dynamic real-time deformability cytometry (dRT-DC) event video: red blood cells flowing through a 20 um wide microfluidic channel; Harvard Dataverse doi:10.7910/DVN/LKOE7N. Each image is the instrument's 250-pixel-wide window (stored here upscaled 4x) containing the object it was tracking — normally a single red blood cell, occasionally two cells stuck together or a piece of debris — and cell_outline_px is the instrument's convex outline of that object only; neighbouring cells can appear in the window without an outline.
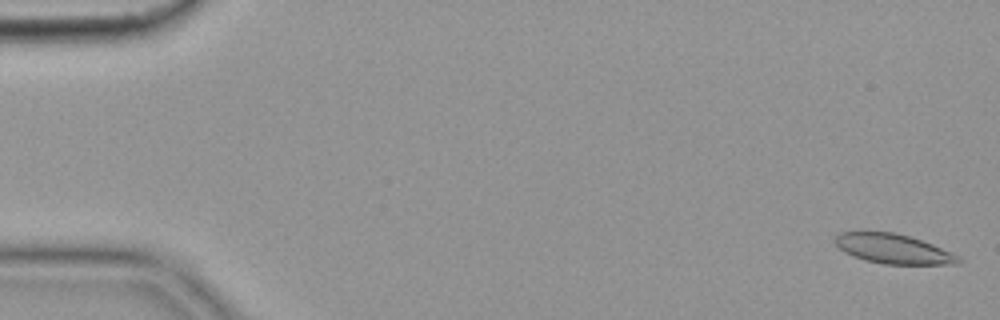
{"species": "common noctule bat (a hibernating species)", "species_latin": "Nyctalus noctula", "temperature_condition": "cold", "stored_images_in_passage": 56, "camera_frame_rate_fps": 3000, "um_per_image_px": 0.085, "animal": {"sex": "female", "body_mass_g": 19.9}, "frame": {"image": 1, "passage_image": 2, "time_ms": 0.333, "image_size_px": [1000, 320], "cell_outline_px": [[964, 260], [960, 264], [884, 264], [864, 260], [844, 252], [832, 240], [840, 232], [860, 228], [864, 228], [896, 232], [932, 244], [952, 252], [960, 256]], "centroid_in_image_um": [75.86, 21.1], "position_along_channel_um": 9.1, "area_um2": 22.2}}
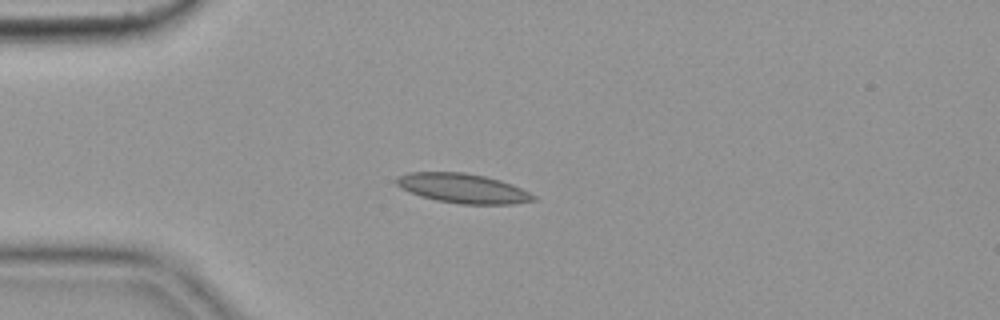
{"frame": {"image": 2, "passage_image": 15, "time_ms": 4.667, "image_size_px": [1000, 320], "cell_outline_px": [[536, 200], [512, 204], [460, 204], [436, 200], [420, 196], [400, 188], [392, 180], [396, 176], [408, 172], [464, 172], [484, 176], [500, 180], [512, 184], [536, 196]], "centroid_in_image_um": [39.28, 16.0], "position_along_channel_um": 45.7, "area_um2": 23.7}}
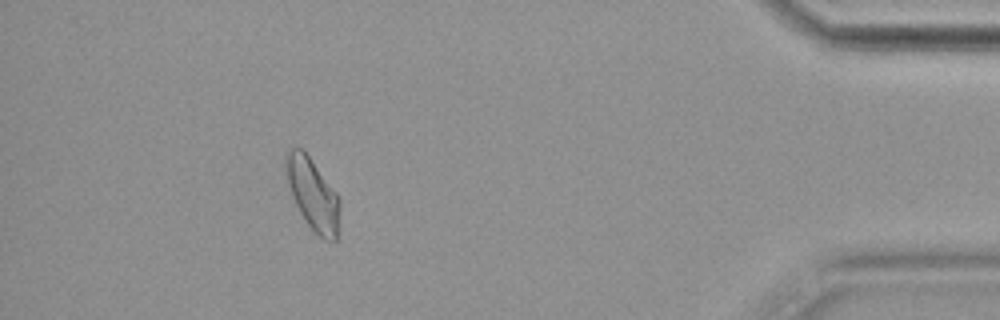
{"frame": {"image": 3, "passage_image": 51, "time_ms": 16.667, "image_size_px": [1000, 320], "cell_outline_px": [[340, 208], [336, 240], [324, 240], [312, 232], [300, 212], [292, 196], [288, 184], [284, 164], [284, 156], [288, 148], [304, 148], [336, 192], [340, 200]], "centroid_in_image_um": [26.57, 16.47], "position_along_channel_um": 408.6, "area_um2": 22.83}, "authors_computed_cell_mechanics": {"area_um2": 21.9351, "velocity_mm_per_s": 3.6184, "shape_relaxation_time_tau1_ms": null, "shape_relaxation_time_tau2_ms": 5.8632, "deformation_change_tau1": null, "deformation_change_tau2": 0.1282}}